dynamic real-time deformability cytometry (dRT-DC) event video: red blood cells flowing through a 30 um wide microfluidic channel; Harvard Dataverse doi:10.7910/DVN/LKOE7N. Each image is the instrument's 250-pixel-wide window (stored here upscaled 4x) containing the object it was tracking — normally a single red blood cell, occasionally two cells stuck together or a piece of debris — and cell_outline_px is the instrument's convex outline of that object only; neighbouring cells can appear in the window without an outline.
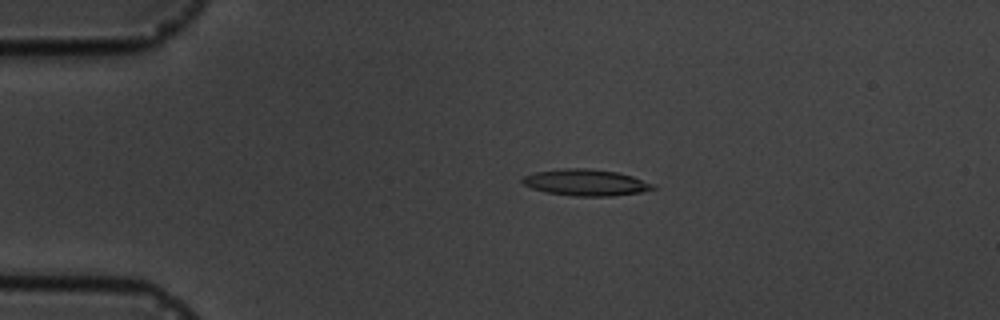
{"species": "common noctule bat (a hibernating species)", "species_latin": "Nyctalus noctula", "temperature_condition": "cold", "stored_images_in_passage": 7, "camera_frame_rate_fps": 3000, "um_per_image_px": 0.085, "animal": {"sex": "male", "body_mass_g": 19.5, "forearm_length_mm": 54.6}, "frame": {"image": 1, "passage_image": 4, "time_ms": 3.667, "image_size_px": [1000, 320], "cell_outline_px": [[656, 188], [640, 192], [612, 196], [576, 196], [544, 192], [532, 188], [524, 184], [520, 180], [524, 176], [536, 172], [564, 168], [588, 168], [616, 172], [632, 176], [652, 184]], "centroid_in_image_um": [49.76, 15.51], "position_along_channel_um": 35.2, "area_um2": 19.88}}
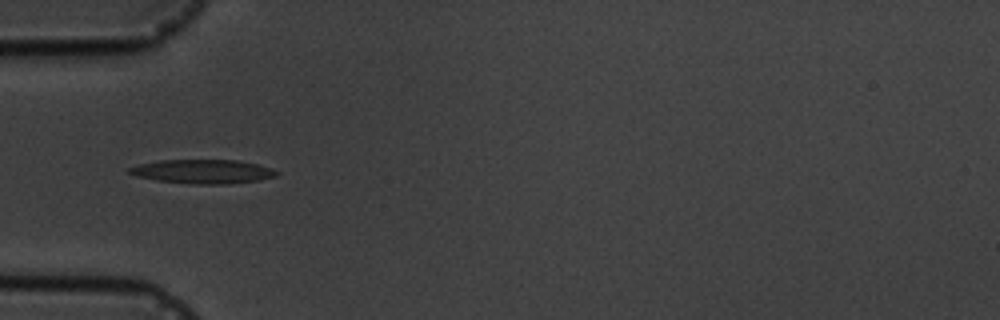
{"frame": {"image": 2, "passage_image": 6, "time_ms": 5.667, "image_size_px": [1000, 320], "cell_outline_px": [[280, 172], [276, 176], [260, 180], [228, 184], [192, 184], [156, 180], [136, 176], [128, 172], [128, 168], [140, 164], [160, 160], [236, 160], [260, 164]], "centroid_in_image_um": [17.27, 14.58], "position_along_channel_um": 67.7, "area_um2": 20.63}}
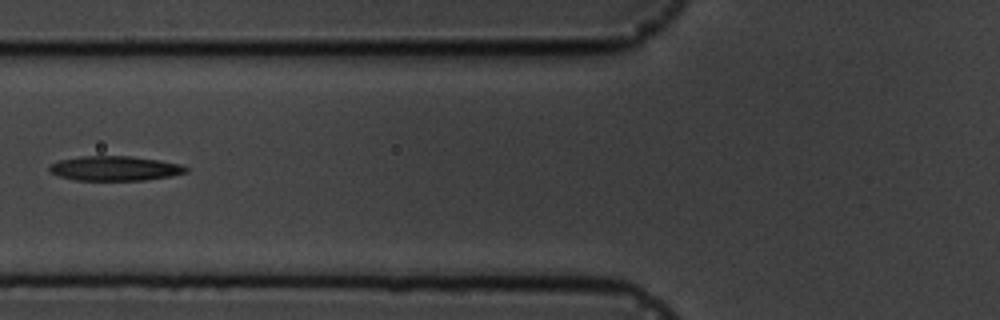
{"frame": {"image": 3, "passage_image": 7, "time_ms": 7.0, "image_size_px": [1000, 320], "cell_outline_px": [[188, 172], [172, 176], [144, 180], [76, 180], [60, 176], [52, 172], [48, 168], [52, 164], [60, 160], [80, 156], [128, 156], [160, 160], [180, 164], [188, 168]], "centroid_in_image_um": [9.81, 14.31], "position_along_channel_um": 116.0, "area_um2": 19.48}}